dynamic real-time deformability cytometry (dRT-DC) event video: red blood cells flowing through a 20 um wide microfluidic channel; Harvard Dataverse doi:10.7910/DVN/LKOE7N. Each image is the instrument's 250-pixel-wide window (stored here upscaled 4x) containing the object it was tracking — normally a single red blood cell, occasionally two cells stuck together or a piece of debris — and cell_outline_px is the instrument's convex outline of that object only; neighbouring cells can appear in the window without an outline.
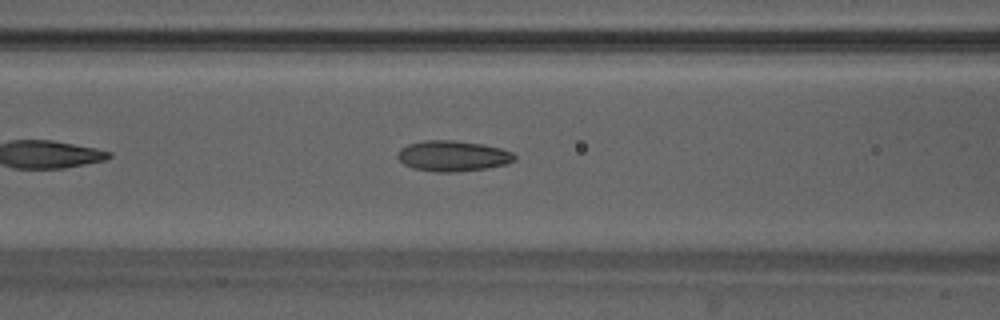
{"species": "Egyptian fruit bat (a non-hibernating species)", "species_latin": "Rousettus aegyptiacus", "temperature_condition": "warm", "stored_images_in_passage": 30, "camera_frame_rate_fps": 3000, "um_per_image_px": 0.085, "animal": {"sex": "male"}, "frame": {"image": 1, "passage_image": 5, "time_ms": 1.333, "image_size_px": [1000, 320], "cell_outline_px": [[516, 160], [508, 164], [488, 168], [460, 172], [436, 172], [412, 168], [404, 164], [396, 156], [400, 148], [408, 144], [424, 140], [452, 140], [484, 144], [500, 148], [512, 152], [516, 156]], "centroid_in_image_um": [38.51, 13.26], "position_along_channel_um": 128.1, "area_um2": 21.15}}
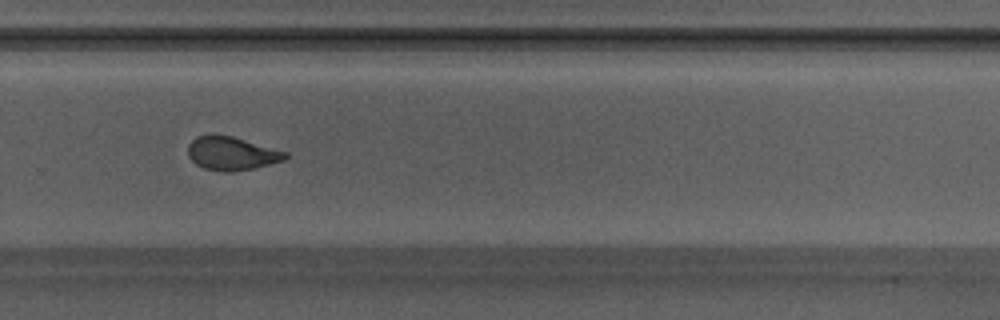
{"frame": {"image": 2, "passage_image": 18, "time_ms": 5.667, "image_size_px": [1000, 320], "cell_outline_px": [[288, 156], [284, 160], [252, 168], [232, 172], [220, 172], [204, 168], [196, 164], [188, 156], [188, 144], [196, 136], [212, 132], [232, 136], [288, 152]], "centroid_in_image_um": [19.64, 13.01], "position_along_channel_um": 310.2, "area_um2": 19.25}, "authors_computed_cell_mechanics": {"area_um2": 19.2763, "velocity_mm_per_s": 4.2071, "shape_relaxation_time_tau1_ms": 6.7923, "shape_relaxation_time_tau2_ms": 1.6242, "deformation_change_tau1": 0.1737, "deformation_change_tau2": 0.0876}}